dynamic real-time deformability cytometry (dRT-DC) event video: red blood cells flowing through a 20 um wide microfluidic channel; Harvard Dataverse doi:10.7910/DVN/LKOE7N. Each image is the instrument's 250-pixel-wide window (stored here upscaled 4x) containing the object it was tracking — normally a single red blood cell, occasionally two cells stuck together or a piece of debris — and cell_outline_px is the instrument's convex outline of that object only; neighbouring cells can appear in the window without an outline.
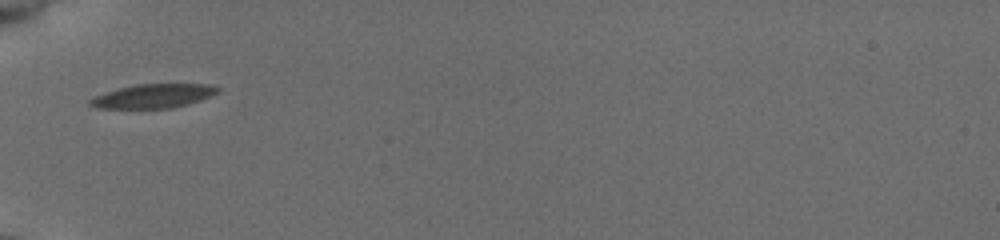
{"species": "common noctule bat (a hibernating species)", "species_latin": "Nyctalus noctula", "temperature_condition": "cold", "stored_images_in_passage": 3, "camera_frame_rate_fps": 3000, "um_per_image_px": 0.085, "animal": {"sex": "female", "body_mass_g": 19.5, "forearm_length_mm": 54.1}, "frame": {"image": 1, "passage_image": 1, "time_ms": 0.0, "image_size_px": [1000, 240], "cell_outline_px": [[220, 88], [216, 92], [208, 96], [172, 108], [100, 108], [88, 104], [88, 100], [96, 96], [120, 88], [136, 84], [208, 84]], "centroid_in_image_um": [12.98, 8.16], "position_along_channel_um": 72.0, "area_um2": 17.22}}